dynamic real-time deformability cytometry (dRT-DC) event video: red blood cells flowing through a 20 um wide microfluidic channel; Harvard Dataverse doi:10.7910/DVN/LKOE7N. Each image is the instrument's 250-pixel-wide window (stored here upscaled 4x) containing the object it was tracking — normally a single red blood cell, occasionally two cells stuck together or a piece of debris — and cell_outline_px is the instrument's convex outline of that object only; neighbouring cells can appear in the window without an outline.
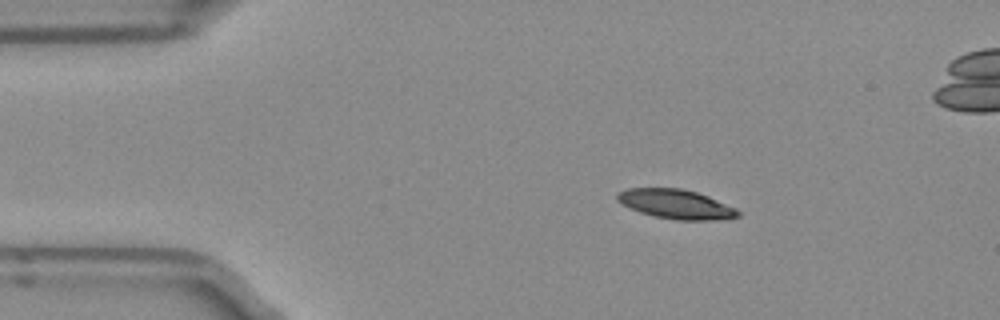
{"species": "Egyptian fruit bat (a non-hibernating species)", "species_latin": "Rousettus aegyptiacus", "temperature_condition": "room temperature", "stored_images_in_passage": 7, "camera_frame_rate_fps": 3000, "um_per_image_px": 0.085, "frame": {"image": 1, "passage_image": 2, "time_ms": 0.333, "image_size_px": [1000, 320], "cell_outline_px": [[740, 216], [728, 220], [676, 220], [656, 216], [640, 212], [616, 200], [616, 196], [620, 192], [628, 188], [680, 188], [696, 192], [708, 196], [736, 208], [740, 212]], "centroid_in_image_um": [57.52, 17.36], "position_along_channel_um": 27.5, "area_um2": 20.58}}
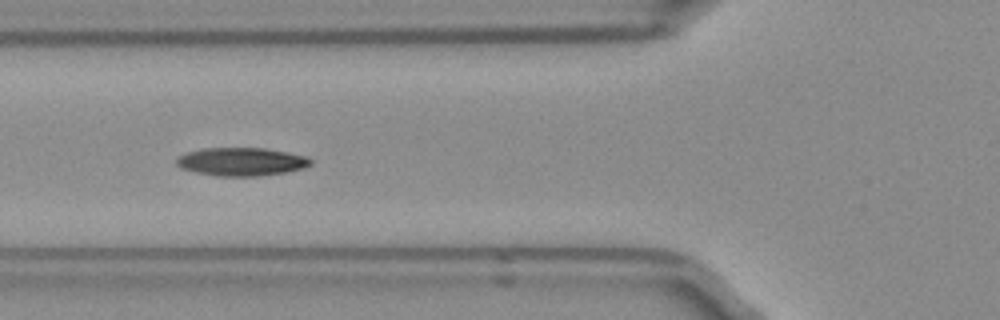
{"frame": {"image": 2, "passage_image": 5, "time_ms": 1.333, "image_size_px": [1000, 320], "cell_outline_px": [[312, 164], [304, 168], [284, 172], [260, 176], [216, 176], [196, 172], [180, 168], [176, 164], [176, 160], [180, 156], [188, 152], [204, 148], [264, 148], [288, 152], [308, 156], [312, 160]], "centroid_in_image_um": [20.55, 13.74], "position_along_channel_um": 105.3, "area_um2": 22.08}}